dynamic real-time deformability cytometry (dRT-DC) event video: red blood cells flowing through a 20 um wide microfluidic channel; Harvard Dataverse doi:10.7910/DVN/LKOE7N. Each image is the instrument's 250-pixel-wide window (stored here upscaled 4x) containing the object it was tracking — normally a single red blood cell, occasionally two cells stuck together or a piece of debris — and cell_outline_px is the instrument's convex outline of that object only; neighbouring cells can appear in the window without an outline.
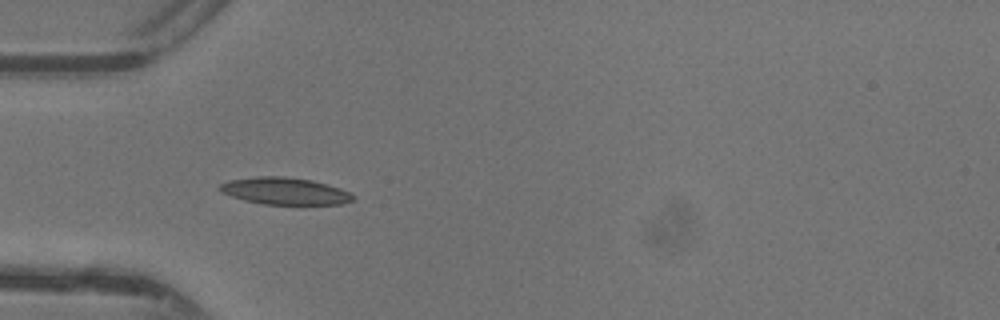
{"species": "common noctule bat (a hibernating species)", "species_latin": "Nyctalus noctula", "temperature_condition": "warm", "stored_images_in_passage": 17, "camera_frame_rate_fps": 3000, "um_per_image_px": 0.085, "animal": {"sex": "female"}, "frame": {"image": 1, "passage_image": 3, "time_ms": 0.667, "image_size_px": [1000, 320], "cell_outline_px": [[356, 200], [340, 204], [264, 204], [244, 200], [220, 192], [216, 188], [220, 184], [228, 180], [256, 176], [284, 176], [312, 180], [340, 188], [356, 196]], "centroid_in_image_um": [24.19, 16.23], "position_along_channel_um": 60.8, "area_um2": 21.1}}
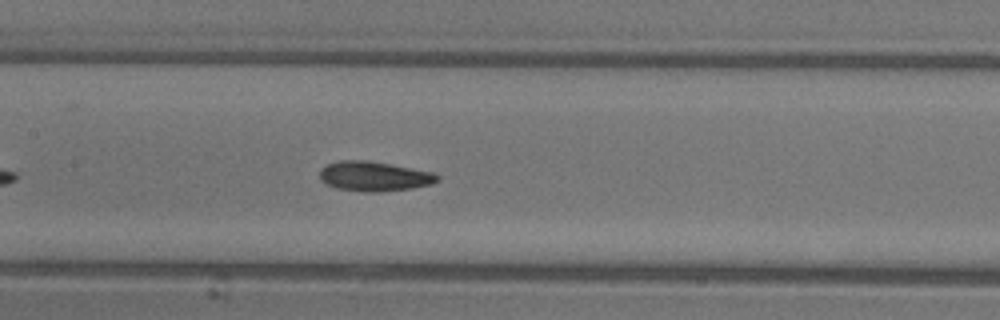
{"frame": {"image": 2, "passage_image": 11, "time_ms": 3.333, "image_size_px": [1000, 320], "cell_outline_px": [[440, 180], [432, 184], [412, 188], [380, 192], [364, 192], [336, 188], [320, 180], [320, 168], [328, 164], [340, 160], [368, 160], [432, 172], [440, 176]], "centroid_in_image_um": [31.8, 14.99], "position_along_channel_um": 175.6, "area_um2": 20.4}}
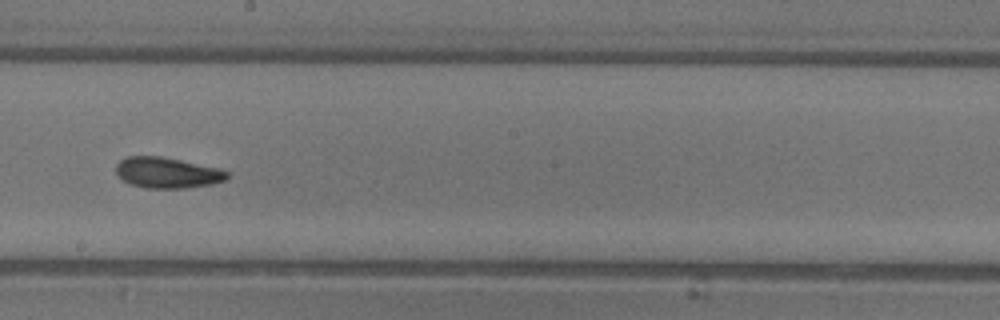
{"frame": {"image": 3, "passage_image": 15, "time_ms": 4.667, "image_size_px": [1000, 320], "cell_outline_px": [[228, 180], [212, 184], [184, 188], [148, 188], [128, 184], [116, 172], [116, 164], [120, 160], [128, 156], [160, 156], [220, 168], [228, 172]], "centroid_in_image_um": [14.23, 14.68], "position_along_channel_um": 234.0, "area_um2": 19.94}}